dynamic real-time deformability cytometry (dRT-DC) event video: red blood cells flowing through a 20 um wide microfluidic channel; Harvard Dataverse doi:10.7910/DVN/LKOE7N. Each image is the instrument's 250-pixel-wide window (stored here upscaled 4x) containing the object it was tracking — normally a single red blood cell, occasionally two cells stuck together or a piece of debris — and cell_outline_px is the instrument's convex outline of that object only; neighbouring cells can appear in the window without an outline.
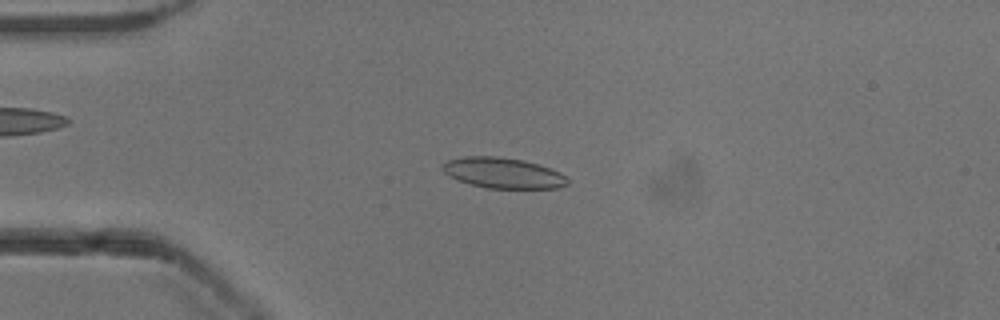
{"species": "common noctule bat (a hibernating species)", "species_latin": "Nyctalus noctula", "temperature_condition": "cold", "stored_images_in_passage": 51, "camera_frame_rate_fps": 3000, "um_per_image_px": 0.085, "animal": {"sex": "male", "body_mass_g": 13.3}, "frame": {"image": 1, "passage_image": 12, "time_ms": 3.667, "image_size_px": [1000, 320], "cell_outline_px": [[568, 184], [556, 188], [488, 188], [468, 184], [456, 180], [448, 176], [440, 168], [440, 164], [448, 160], [464, 156], [496, 156], [524, 160], [560, 172], [568, 180]], "centroid_in_image_um": [42.68, 14.7], "position_along_channel_um": 42.3, "area_um2": 22.37}}
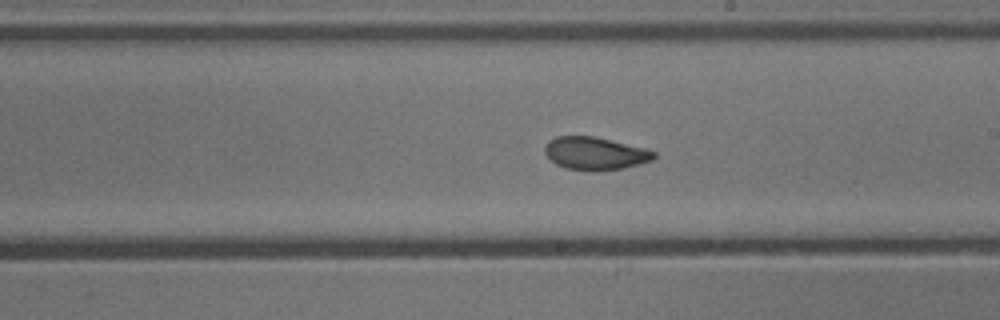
{"frame": {"image": 2, "passage_image": 29, "time_ms": 9.333, "image_size_px": [1000, 320], "cell_outline_px": [[656, 156], [652, 160], [640, 164], [624, 168], [592, 172], [564, 168], [556, 164], [544, 152], [544, 148], [548, 140], [556, 136], [592, 136], [644, 148], [656, 152]], "centroid_in_image_um": [50.56, 13.06], "position_along_channel_um": 238.4, "area_um2": 20.92}}
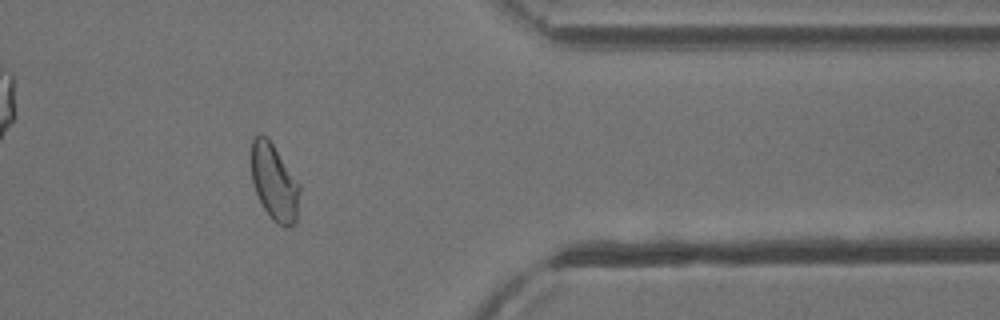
{"frame": {"image": 3, "passage_image": 42, "time_ms": 13.667, "image_size_px": [1000, 320], "cell_outline_px": [[300, 192], [296, 224], [284, 228], [276, 224], [272, 220], [264, 208], [256, 192], [252, 180], [252, 140], [260, 132], [272, 144], [300, 184]], "centroid_in_image_um": [23.34, 15.56], "position_along_channel_um": 388.1, "area_um2": 21.39}, "authors_computed_cell_mechanics": {"area_um2": 22.1952, "velocity_mm_per_s": 3.8865, "shape_relaxation_time_tau1_ms": 7.1149, "shape_relaxation_time_tau2_ms": 1.6036, "deformation_change_tau1": 0.1414, "deformation_change_tau2": 0.0588}}